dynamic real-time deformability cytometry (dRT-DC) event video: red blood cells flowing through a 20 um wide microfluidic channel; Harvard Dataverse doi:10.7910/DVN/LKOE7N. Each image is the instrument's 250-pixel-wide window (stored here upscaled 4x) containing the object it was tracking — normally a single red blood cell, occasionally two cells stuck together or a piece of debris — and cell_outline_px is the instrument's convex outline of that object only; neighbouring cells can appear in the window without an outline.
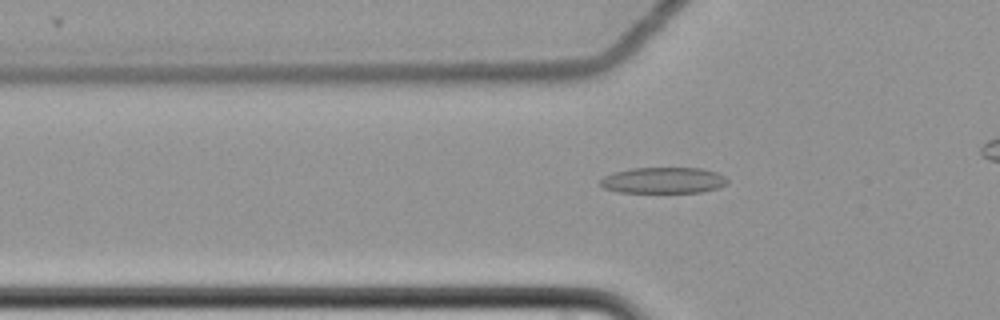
{"species": "common noctule bat (a hibernating species)", "species_latin": "Nyctalus noctula", "temperature_condition": "cold", "stored_images_in_passage": 54, "camera_frame_rate_fps": 3000, "um_per_image_px": 0.085, "animal": {"sex": "female", "body_mass_g": 22.7, "forearm_length_mm": 54.2}, "frame": {"image": 1, "passage_image": 22, "time_ms": 7.0, "image_size_px": [1000, 320], "cell_outline_px": [[728, 184], [716, 188], [700, 192], [616, 192], [604, 188], [600, 184], [600, 180], [604, 176], [616, 172], [632, 168], [700, 168], [716, 172], [724, 176], [728, 180]], "centroid_in_image_um": [56.38, 15.33], "position_along_channel_um": 69.4, "area_um2": 19.19}}
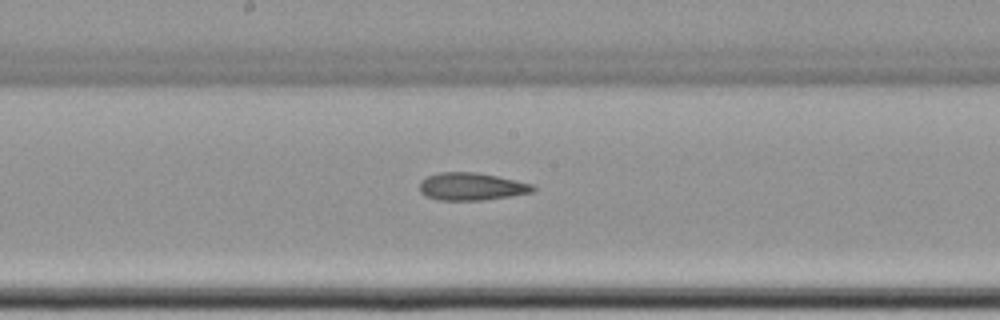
{"frame": {"image": 2, "passage_image": 34, "time_ms": 11.0, "image_size_px": [1000, 320], "cell_outline_px": [[536, 188], [532, 192], [512, 196], [484, 200], [440, 200], [424, 196], [420, 192], [420, 180], [428, 176], [440, 172], [476, 172], [516, 180], [532, 184]], "centroid_in_image_um": [40.06, 15.86], "position_along_channel_um": 208.1, "area_um2": 18.26}}
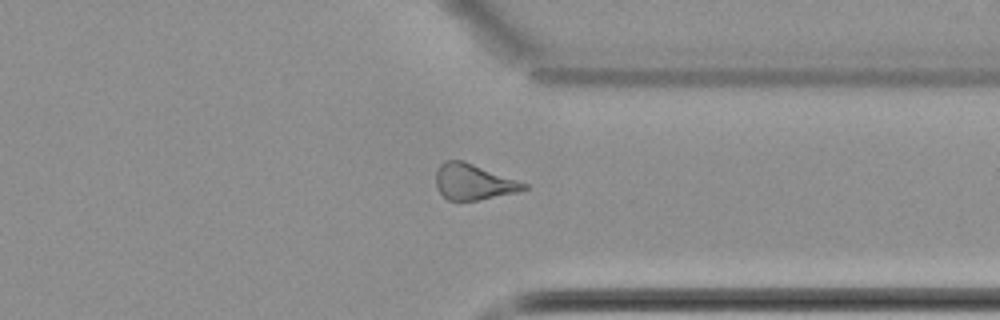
{"frame": {"image": 3, "passage_image": 48, "time_ms": 15.667, "image_size_px": [1000, 320], "cell_outline_px": [[528, 188], [520, 192], [476, 200], [448, 200], [436, 188], [436, 172], [440, 164], [444, 160], [464, 160], [528, 184]], "centroid_in_image_um": [40.25, 15.45], "position_along_channel_um": 371.2, "area_um2": 18.38}, "authors_computed_cell_mechanics": {"area_um2": 18.9295, "velocity_mm_per_s": 3.5, "shape_relaxation_time_tau1_ms": 8.1412, "shape_relaxation_time_tau2_ms": 3.4399, "deformation_change_tau1": 0.1323, "deformation_change_tau2": 0.1232}}